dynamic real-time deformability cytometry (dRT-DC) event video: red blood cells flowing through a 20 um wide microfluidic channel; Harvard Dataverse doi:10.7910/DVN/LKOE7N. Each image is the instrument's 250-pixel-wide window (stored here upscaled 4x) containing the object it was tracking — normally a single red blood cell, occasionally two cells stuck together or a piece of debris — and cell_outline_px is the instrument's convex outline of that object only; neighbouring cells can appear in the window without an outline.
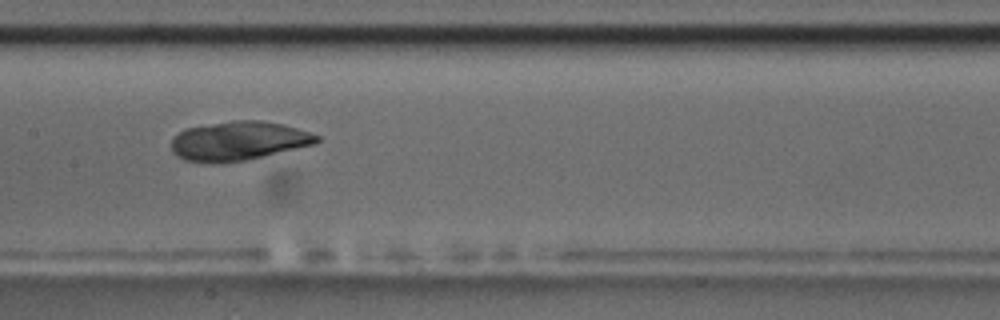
{"species": "common noctule bat (a hibernating species)", "species_latin": "Nyctalus noctula", "temperature_condition": "room temperature", "stored_images_in_passage": 8, "camera_frame_rate_fps": 3000, "um_per_image_px": 0.085, "animal": {"sex": "male", "body_mass_g": 17.5, "forearm_length_mm": 52.3}, "frame": {"image": 1, "passage_image": 8, "time_ms": 8.667, "image_size_px": [1000, 320], "cell_outline_px": [[320, 140], [316, 144], [264, 156], [244, 160], [220, 164], [204, 164], [184, 160], [176, 156], [172, 152], [172, 136], [184, 128], [232, 120], [260, 120], [280, 124], [296, 128], [320, 136]], "centroid_in_image_um": [20.21, 12.0], "position_along_channel_um": 187.2, "area_um2": 33.52}}